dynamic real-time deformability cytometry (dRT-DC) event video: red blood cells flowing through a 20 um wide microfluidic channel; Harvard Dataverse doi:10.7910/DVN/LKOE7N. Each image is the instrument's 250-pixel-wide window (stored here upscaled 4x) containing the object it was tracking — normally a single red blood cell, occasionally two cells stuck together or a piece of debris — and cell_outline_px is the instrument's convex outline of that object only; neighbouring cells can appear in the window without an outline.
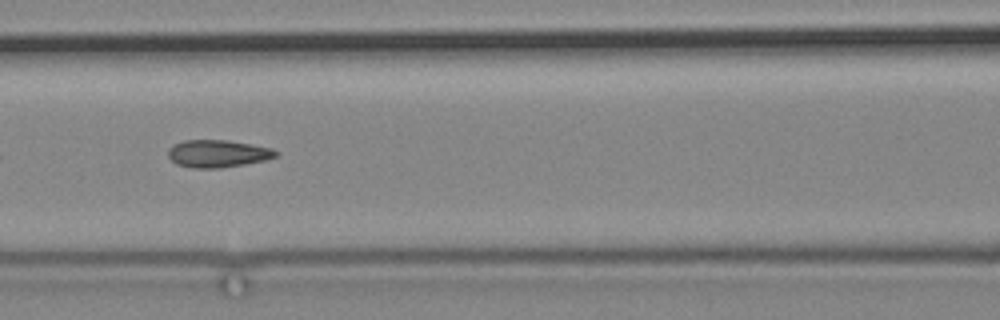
{"species": "common noctule bat (a hibernating species)", "species_latin": "Nyctalus noctula", "temperature_condition": "cold", "stored_images_in_passage": 5, "camera_frame_rate_fps": 3000, "um_per_image_px": 0.085, "animal": {"sex": "male", "body_mass_g": 19.2, "forearm_length_mm": 51.8}, "frame": {"image": 1, "passage_image": 4, "time_ms": 3.333, "image_size_px": [1000, 320], "cell_outline_px": [[280, 152], [276, 156], [264, 160], [244, 164], [220, 168], [192, 168], [176, 164], [168, 156], [168, 148], [172, 144], [184, 140], [228, 140], [272, 148]], "centroid_in_image_um": [18.48, 13.05], "position_along_channel_um": 148.1, "area_um2": 17.28}}
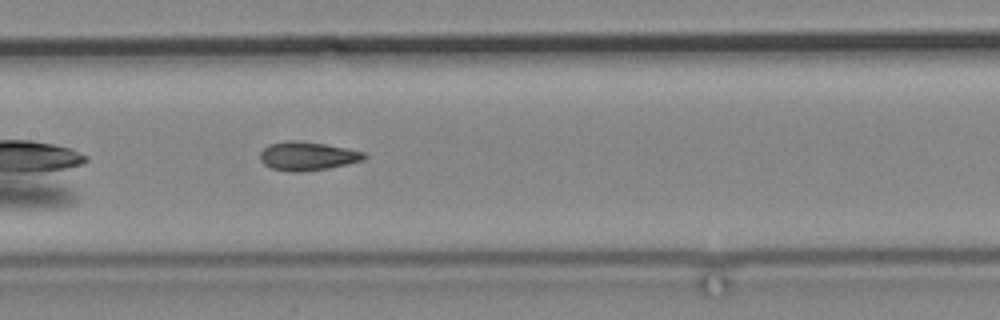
{"frame": {"image": 2, "passage_image": 5, "time_ms": 4.333, "image_size_px": [1000, 320], "cell_outline_px": [[368, 156], [364, 160], [348, 164], [324, 168], [272, 168], [264, 164], [260, 160], [260, 152], [268, 144], [288, 140], [296, 140], [324, 144], [364, 152]], "centroid_in_image_um": [26.16, 13.2], "position_along_channel_um": 181.2, "area_um2": 16.36}}